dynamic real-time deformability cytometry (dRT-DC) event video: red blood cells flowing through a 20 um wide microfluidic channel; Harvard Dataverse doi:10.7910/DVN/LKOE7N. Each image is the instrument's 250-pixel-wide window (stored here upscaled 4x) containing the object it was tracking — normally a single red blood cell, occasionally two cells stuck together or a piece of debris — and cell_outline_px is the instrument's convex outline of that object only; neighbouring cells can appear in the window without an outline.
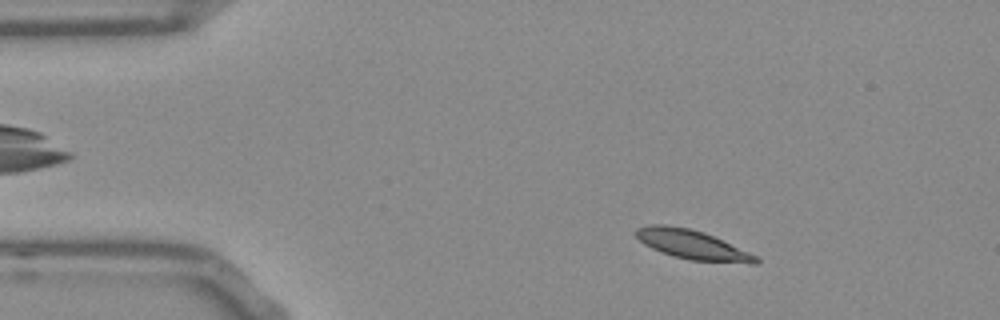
{"species": "Egyptian fruit bat (a non-hibernating species)", "species_latin": "Rousettus aegyptiacus", "temperature_condition": "room temperature", "stored_images_in_passage": 13, "camera_frame_rate_fps": 3000, "um_per_image_px": 0.085, "frame": {"image": 1, "passage_image": 6, "time_ms": 1.667, "image_size_px": [1000, 320], "cell_outline_px": [[760, 260], [756, 264], [752, 264], [688, 260], [672, 256], [660, 252], [644, 244], [636, 236], [636, 228], [648, 224], [664, 224], [688, 228], [704, 232], [748, 252], [756, 256]], "centroid_in_image_um": [58.81, 20.8], "position_along_channel_um": 26.2, "area_um2": 20.4}}